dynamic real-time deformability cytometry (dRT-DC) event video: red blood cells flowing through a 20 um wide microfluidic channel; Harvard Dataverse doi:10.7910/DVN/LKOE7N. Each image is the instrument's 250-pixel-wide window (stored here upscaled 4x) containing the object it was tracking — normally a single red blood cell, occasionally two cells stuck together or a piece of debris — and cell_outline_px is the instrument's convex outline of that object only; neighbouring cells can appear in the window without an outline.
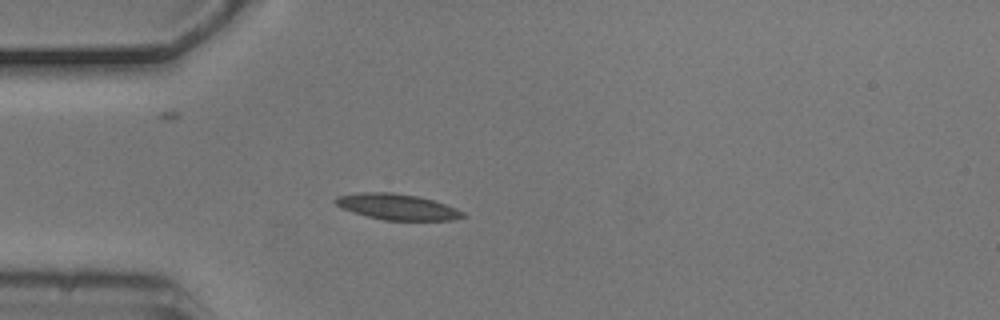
{"species": "common noctule bat (a hibernating species)", "species_latin": "Nyctalus noctula", "temperature_condition": "cold", "stored_images_in_passage": 5, "camera_frame_rate_fps": 3000, "um_per_image_px": 0.085, "animal": {"sex": "male", "body_mass_g": 20.5, "forearm_length_mm": 52.5}, "frame": {"image": 1, "passage_image": 4, "time_ms": 1.0, "image_size_px": [1000, 320], "cell_outline_px": [[468, 216], [452, 220], [384, 220], [352, 212], [340, 208], [332, 200], [336, 196], [360, 192], [392, 192], [420, 196], [456, 208], [464, 212]], "centroid_in_image_um": [33.74, 17.57], "position_along_channel_um": 51.3, "area_um2": 19.36}}